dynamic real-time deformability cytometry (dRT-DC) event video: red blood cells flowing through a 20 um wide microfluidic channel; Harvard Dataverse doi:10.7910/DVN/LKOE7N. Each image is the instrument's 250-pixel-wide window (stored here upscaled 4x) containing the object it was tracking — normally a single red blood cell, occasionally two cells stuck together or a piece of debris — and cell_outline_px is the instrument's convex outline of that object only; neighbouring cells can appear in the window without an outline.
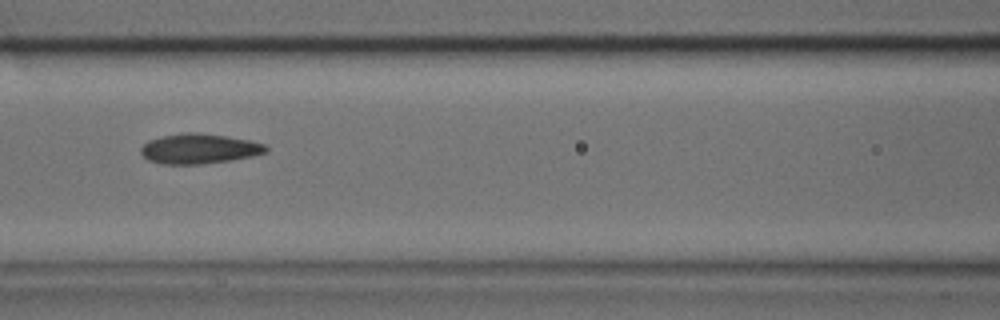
{"species": "common noctule bat (a hibernating species)", "species_latin": "Nyctalus noctula", "temperature_condition": "cold", "stored_images_in_passage": 30, "camera_frame_rate_fps": 3000, "um_per_image_px": 0.085, "animal": {"sex": "male", "body_mass_g": 17.9, "forearm_length_mm": 54.2}, "frame": {"image": 1, "passage_image": 8, "time_ms": 2.333, "image_size_px": [1000, 320], "cell_outline_px": [[268, 152], [252, 156], [228, 160], [200, 164], [164, 164], [148, 160], [140, 152], [140, 148], [148, 140], [164, 136], [188, 132], [200, 132], [228, 136], [248, 140], [264, 144], [268, 148]], "centroid_in_image_um": [16.93, 12.63], "position_along_channel_um": 149.7, "area_um2": 21.73}}
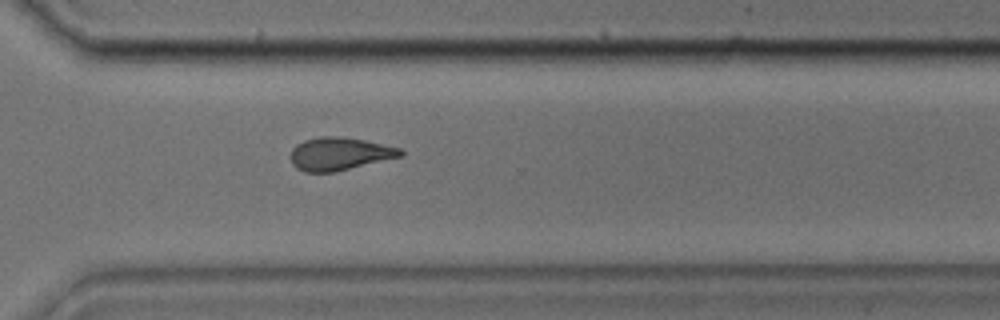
{"frame": {"image": 2, "passage_image": 21, "time_ms": 6.667, "image_size_px": [1000, 320], "cell_outline_px": [[404, 156], [332, 172], [304, 172], [296, 168], [292, 164], [292, 148], [296, 144], [304, 140], [320, 136], [340, 136], [364, 140], [400, 148], [404, 152]], "centroid_in_image_um": [28.86, 13.07], "position_along_channel_um": 341.7, "area_um2": 20.98}}
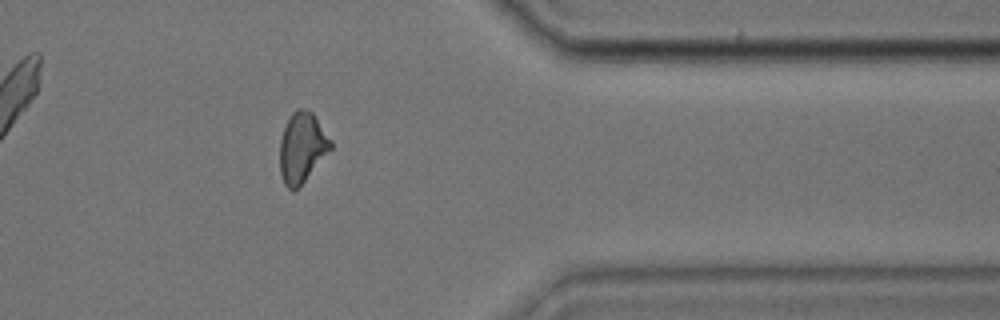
{"frame": {"image": 3, "passage_image": 25, "time_ms": 8.0, "image_size_px": [1000, 320], "cell_outline_px": [[332, 148], [304, 180], [296, 188], [288, 188], [284, 184], [280, 172], [280, 140], [284, 128], [292, 112], [296, 108], [300, 108], [312, 112], [316, 116], [332, 140]], "centroid_in_image_um": [25.68, 12.48], "position_along_channel_um": 385.7, "area_um2": 20.46}}